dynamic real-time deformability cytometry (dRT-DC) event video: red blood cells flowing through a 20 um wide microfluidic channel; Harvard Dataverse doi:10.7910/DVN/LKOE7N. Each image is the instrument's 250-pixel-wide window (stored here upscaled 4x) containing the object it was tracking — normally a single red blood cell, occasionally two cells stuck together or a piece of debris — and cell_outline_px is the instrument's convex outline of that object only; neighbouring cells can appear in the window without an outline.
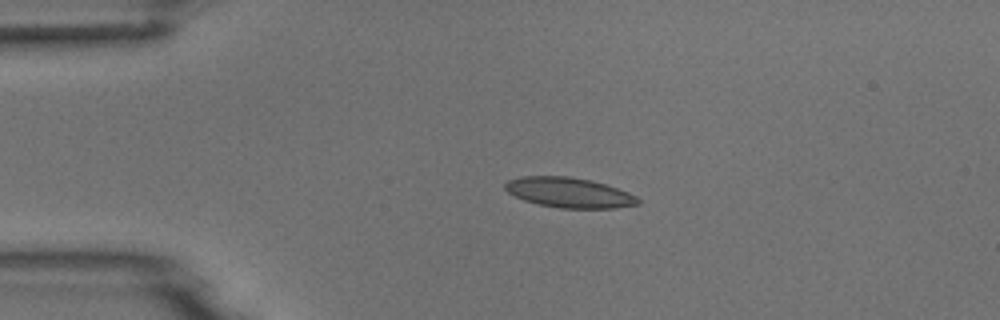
{"species": "common noctule bat (a hibernating species)", "species_latin": "Nyctalus noctula", "temperature_condition": "room temperature", "stored_images_in_passage": 4, "camera_frame_rate_fps": 3000, "um_per_image_px": 0.085, "animal": {"sex": "male", "body_mass_g": 18.8}, "frame": {"image": 1, "passage_image": 3, "time_ms": 2.667, "image_size_px": [1000, 320], "cell_outline_px": [[640, 204], [616, 208], [560, 208], [540, 204], [524, 200], [508, 192], [504, 188], [504, 184], [508, 180], [520, 176], [568, 176], [588, 180], [604, 184], [628, 192], [636, 196], [640, 200]], "centroid_in_image_um": [48.37, 16.37], "position_along_channel_um": 36.6, "area_um2": 23.12}}